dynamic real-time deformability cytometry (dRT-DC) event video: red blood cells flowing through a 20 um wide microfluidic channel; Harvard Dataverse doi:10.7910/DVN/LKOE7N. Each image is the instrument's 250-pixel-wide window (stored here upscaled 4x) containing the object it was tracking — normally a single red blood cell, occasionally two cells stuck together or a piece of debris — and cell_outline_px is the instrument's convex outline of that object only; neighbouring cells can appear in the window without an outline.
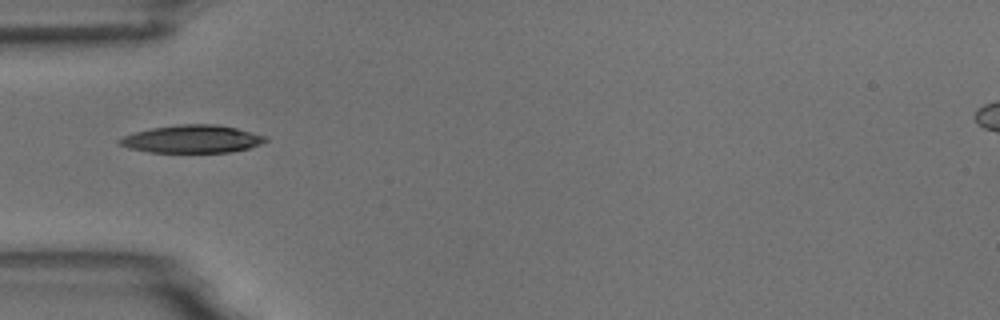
{"species": "common noctule bat (a hibernating species)", "species_latin": "Nyctalus noctula", "temperature_condition": "room temperature", "stored_images_in_passage": 10, "camera_frame_rate_fps": 3000, "um_per_image_px": 0.085, "animal": {"sex": "male", "body_mass_g": 18.8}, "frame": {"image": 1, "passage_image": 5, "time_ms": 5.333, "image_size_px": [1000, 320], "cell_outline_px": [[268, 140], [260, 144], [248, 148], [228, 152], [148, 152], [128, 148], [120, 144], [116, 140], [124, 136], [136, 132], [152, 128], [180, 124], [216, 124], [236, 128], [268, 136]], "centroid_in_image_um": [16.34, 11.81], "position_along_channel_um": 68.7, "area_um2": 23.52}}
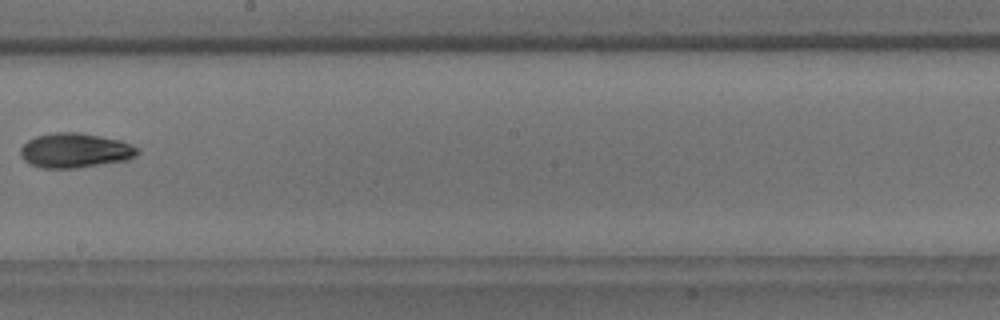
{"frame": {"image": 2, "passage_image": 9, "time_ms": 10.0, "image_size_px": [1000, 320], "cell_outline_px": [[140, 152], [136, 156], [128, 160], [76, 168], [40, 168], [24, 160], [20, 156], [20, 148], [28, 140], [36, 136], [56, 132], [76, 132], [100, 136], [120, 140], [140, 148]], "centroid_in_image_um": [6.4, 12.79], "position_along_channel_um": 241.8, "area_um2": 23.7}}
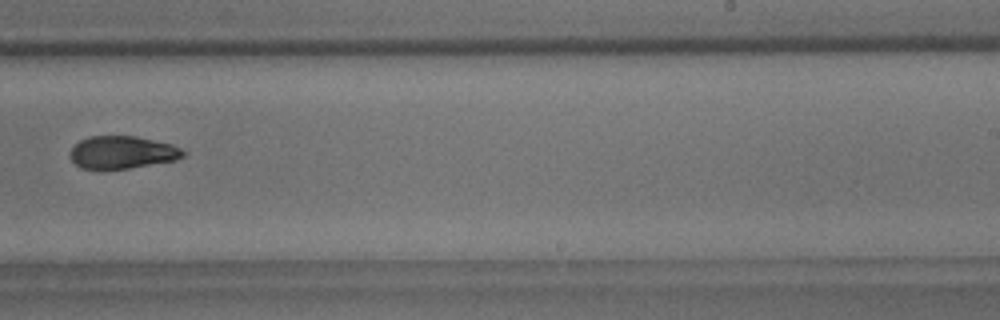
{"frame": {"image": 3, "passage_image": 10, "time_ms": 11.0, "image_size_px": [1000, 320], "cell_outline_px": [[188, 152], [184, 156], [176, 160], [128, 168], [80, 168], [72, 160], [72, 148], [80, 140], [88, 136], [136, 136], [172, 144]], "centroid_in_image_um": [10.44, 12.93], "position_along_channel_um": 278.6, "area_um2": 21.21}}